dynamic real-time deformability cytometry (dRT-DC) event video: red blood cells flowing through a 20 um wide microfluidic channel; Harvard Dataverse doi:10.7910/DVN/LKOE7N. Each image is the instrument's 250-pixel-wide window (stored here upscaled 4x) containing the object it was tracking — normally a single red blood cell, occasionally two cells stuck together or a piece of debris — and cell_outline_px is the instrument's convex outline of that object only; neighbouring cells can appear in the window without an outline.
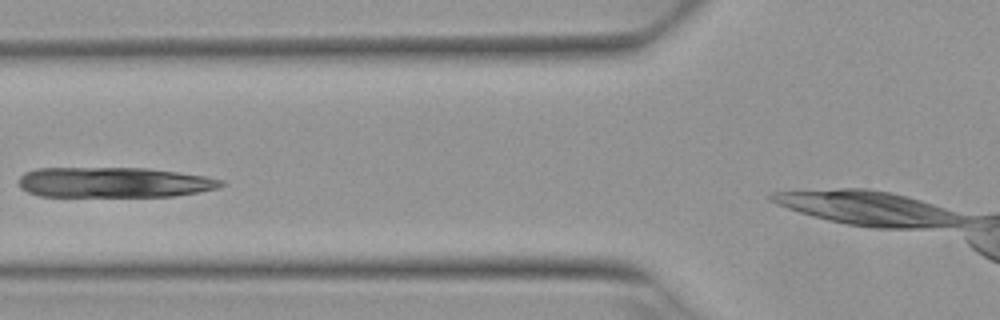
{"species": "Egyptian fruit bat (a non-hibernating species)", "species_latin": "Rousettus aegyptiacus", "temperature_condition": "warm", "stored_images_in_passage": 2, "camera_frame_rate_fps": 3000, "um_per_image_px": 0.085, "animal": {"sex": "female"}, "frame": {"image": 1, "passage_image": 2, "time_ms": 0.333, "image_size_px": [1000, 320], "cell_outline_px": [[228, 184], [220, 188], [172, 196], [40, 196], [28, 192], [20, 188], [20, 176], [24, 172], [36, 168], [148, 168], [204, 176], [224, 180]], "centroid_in_image_um": [9.7, 15.5], "position_along_channel_um": 116.1, "area_um2": 35.78}}